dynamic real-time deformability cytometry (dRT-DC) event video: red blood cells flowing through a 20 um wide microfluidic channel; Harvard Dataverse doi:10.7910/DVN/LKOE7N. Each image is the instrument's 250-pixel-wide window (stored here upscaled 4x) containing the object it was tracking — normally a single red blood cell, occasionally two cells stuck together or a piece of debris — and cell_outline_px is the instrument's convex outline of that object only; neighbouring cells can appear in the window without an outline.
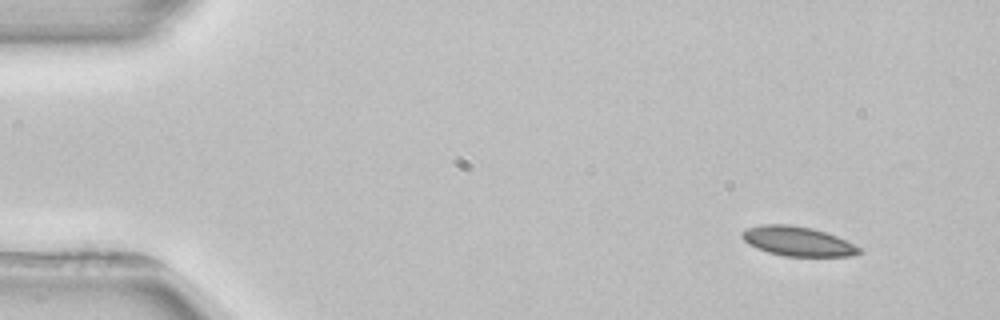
{"species": "common noctule bat (a hibernating species)", "species_latin": "Nyctalus noctula", "temperature_condition": "room temperature", "stored_images_in_passage": 3, "camera_frame_rate_fps": 3000, "um_per_image_px": 0.085, "animal": {"sex": "female", "body_mass_g": 22.7, "forearm_length_mm": 54.2}, "frame": {"image": 1, "passage_image": 1, "time_ms": 0.0, "image_size_px": [1000, 320], "cell_outline_px": [[864, 252], [852, 256], [784, 256], [768, 252], [756, 248], [748, 244], [740, 236], [740, 232], [748, 228], [760, 224], [788, 224], [812, 228], [836, 236], [860, 248]], "centroid_in_image_um": [67.76, 20.51], "position_along_channel_um": 17.2, "area_um2": 20.11}}